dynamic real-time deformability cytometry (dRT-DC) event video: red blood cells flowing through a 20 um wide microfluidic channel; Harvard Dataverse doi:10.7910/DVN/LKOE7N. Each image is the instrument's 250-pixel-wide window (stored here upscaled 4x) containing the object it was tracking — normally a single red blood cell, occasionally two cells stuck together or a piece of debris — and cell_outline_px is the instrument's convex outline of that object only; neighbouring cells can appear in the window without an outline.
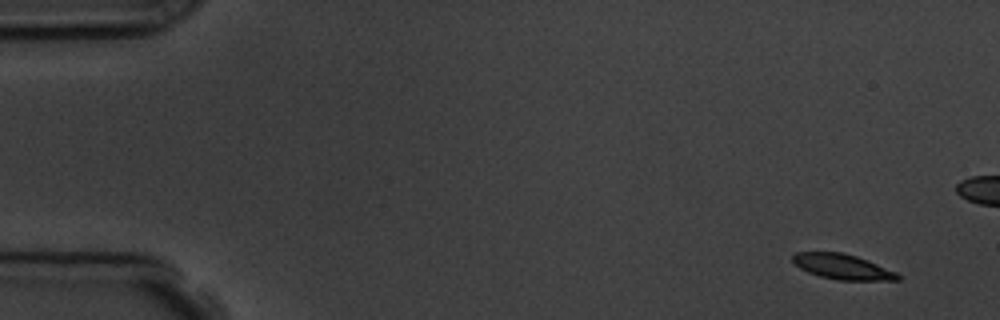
{"species": "common noctule bat (a hibernating species)", "species_latin": "Nyctalus noctula", "temperature_condition": "room temperature", "stored_images_in_passage": 17, "camera_frame_rate_fps": 3000, "um_per_image_px": 0.085, "animal": {"sex": "male", "body_mass_g": 19.5, "forearm_length_mm": 54.6}, "frame": {"image": 1, "passage_image": 1, "time_ms": 0.0, "image_size_px": [1000, 320], "cell_outline_px": [[900, 280], [836, 280], [820, 276], [808, 272], [800, 268], [792, 260], [792, 256], [796, 252], [844, 252], [868, 260], [896, 272], [900, 276]], "centroid_in_image_um": [71.61, 22.66], "position_along_channel_um": 13.4, "area_um2": 15.37}}
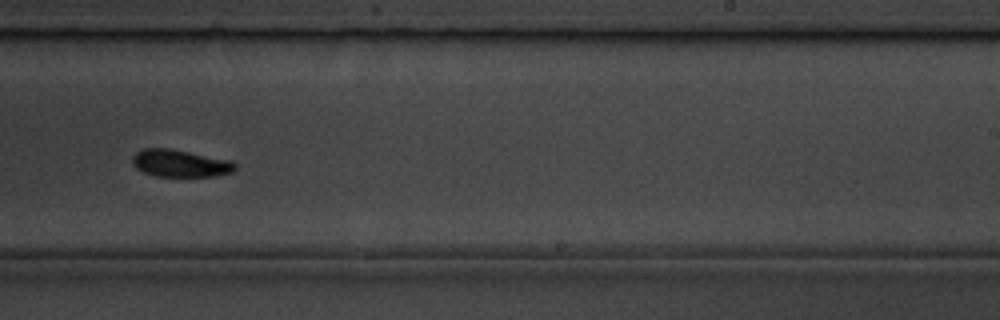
{"frame": {"image": 2, "passage_image": 10, "time_ms": 10.333, "image_size_px": [1000, 320], "cell_outline_px": [[236, 168], [232, 172], [212, 176], [156, 176], [144, 172], [136, 168], [132, 164], [132, 156], [136, 152], [144, 148], [168, 148], [232, 160], [236, 164]], "centroid_in_image_um": [15.3, 13.87], "position_along_channel_um": 273.7, "area_um2": 16.3}}
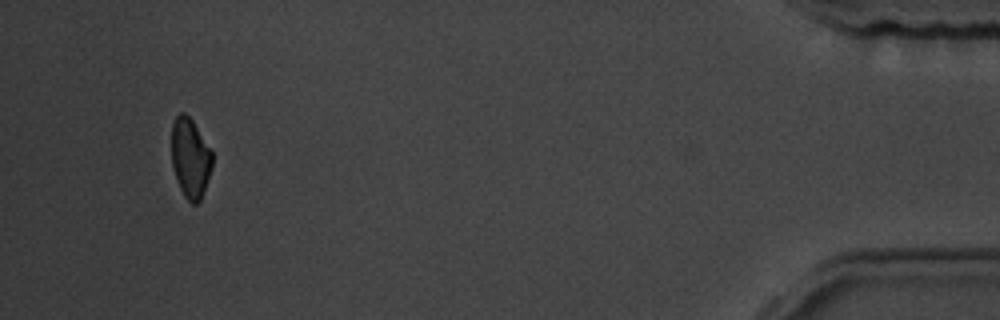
{"frame": {"image": 3, "passage_image": 17, "time_ms": 18.333, "image_size_px": [1000, 320], "cell_outline_px": [[212, 168], [200, 200], [196, 204], [192, 204], [184, 196], [176, 180], [172, 164], [172, 124], [176, 116], [180, 112], [184, 112], [192, 120], [212, 152]], "centroid_in_image_um": [16.16, 13.43], "position_along_channel_um": 419.0, "area_um2": 18.73}, "authors_computed_cell_mechanics": {"area_um2": 16.2418, "velocity_mm_per_s": 3.7207, "shape_relaxation_time_tau1_ms": 2.1016, "shape_relaxation_time_tau2_ms": null, "deformation_change_tau1": 0.1001, "deformation_change_tau2": null}}